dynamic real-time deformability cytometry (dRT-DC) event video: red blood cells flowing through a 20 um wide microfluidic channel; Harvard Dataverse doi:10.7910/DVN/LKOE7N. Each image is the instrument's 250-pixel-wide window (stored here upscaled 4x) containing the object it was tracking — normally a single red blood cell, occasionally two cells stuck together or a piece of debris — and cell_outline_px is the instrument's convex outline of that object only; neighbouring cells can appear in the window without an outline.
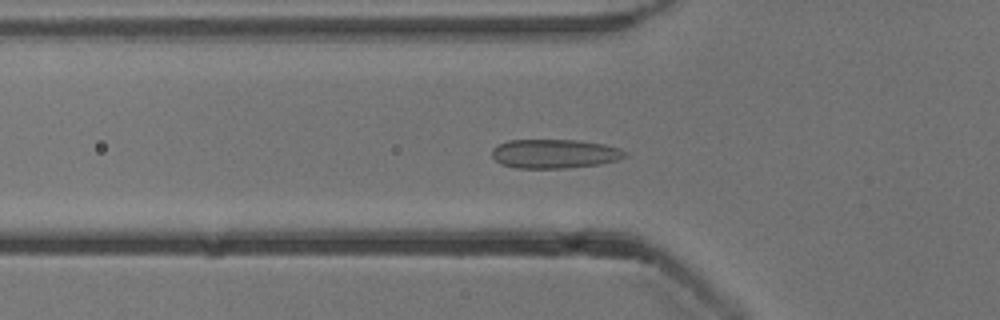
{"species": "common noctule bat (a hibernating species)", "species_latin": "Nyctalus noctula", "temperature_condition": "cold", "stored_images_in_passage": 51, "camera_frame_rate_fps": 3000, "um_per_image_px": 0.085, "animal": {"sex": "male", "body_mass_g": 13.3}, "frame": {"image": 1, "passage_image": 16, "time_ms": 5.0, "image_size_px": [1000, 320], "cell_outline_px": [[628, 156], [616, 160], [600, 164], [564, 168], [516, 168], [500, 164], [492, 156], [492, 148], [496, 144], [508, 140], [576, 140], [604, 144], [620, 148], [628, 152]], "centroid_in_image_um": [47.13, 13.06], "position_along_channel_um": 78.7, "area_um2": 22.72}}
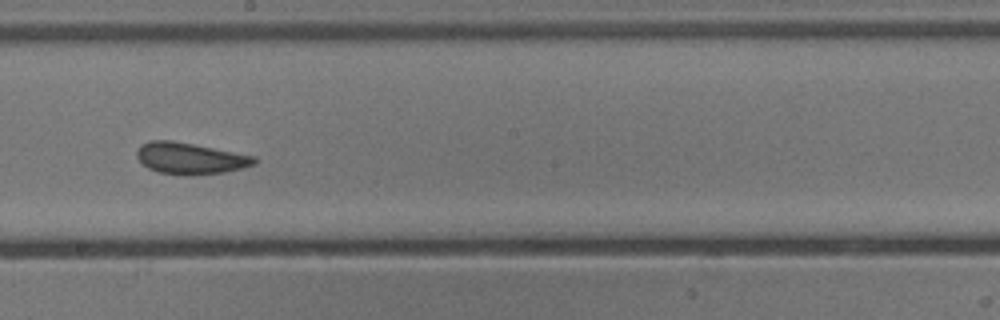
{"frame": {"image": 2, "passage_image": 28, "time_ms": 9.0, "image_size_px": [1000, 320], "cell_outline_px": [[256, 164], [224, 172], [192, 176], [188, 176], [160, 172], [148, 168], [136, 156], [136, 152], [140, 144], [148, 140], [172, 140], [256, 156]], "centroid_in_image_um": [16.15, 13.45], "position_along_channel_um": 232.1, "area_um2": 21.56}}
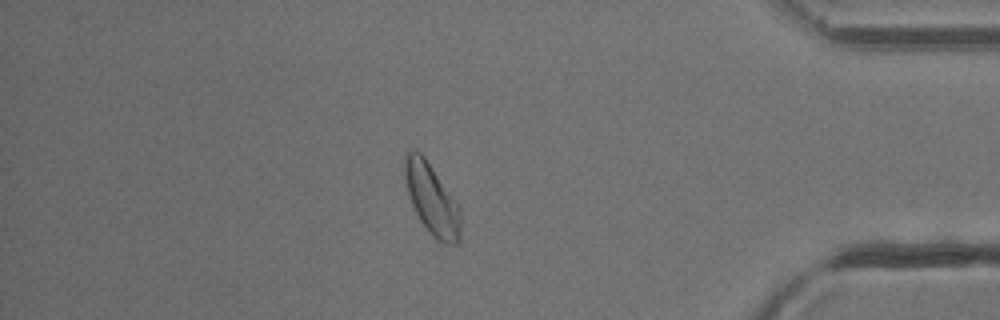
{"frame": {"image": 3, "passage_image": 44, "time_ms": 14.333, "image_size_px": [1000, 320], "cell_outline_px": [[460, 240], [456, 244], [444, 244], [436, 240], [432, 236], [420, 220], [412, 204], [408, 192], [404, 176], [404, 156], [408, 152], [420, 152], [424, 156], [456, 200], [460, 208]], "centroid_in_image_um": [36.72, 16.96], "position_along_channel_um": 398.5, "area_um2": 22.95}, "authors_computed_cell_mechanics": {"area_um2": 22.253, "velocity_mm_per_s": 3.8158, "shape_relaxation_time_tau1_ms": 4.8867, "shape_relaxation_time_tau2_ms": 1.7349, "deformation_change_tau1": 0.0995, "deformation_change_tau2": 0.0581}}